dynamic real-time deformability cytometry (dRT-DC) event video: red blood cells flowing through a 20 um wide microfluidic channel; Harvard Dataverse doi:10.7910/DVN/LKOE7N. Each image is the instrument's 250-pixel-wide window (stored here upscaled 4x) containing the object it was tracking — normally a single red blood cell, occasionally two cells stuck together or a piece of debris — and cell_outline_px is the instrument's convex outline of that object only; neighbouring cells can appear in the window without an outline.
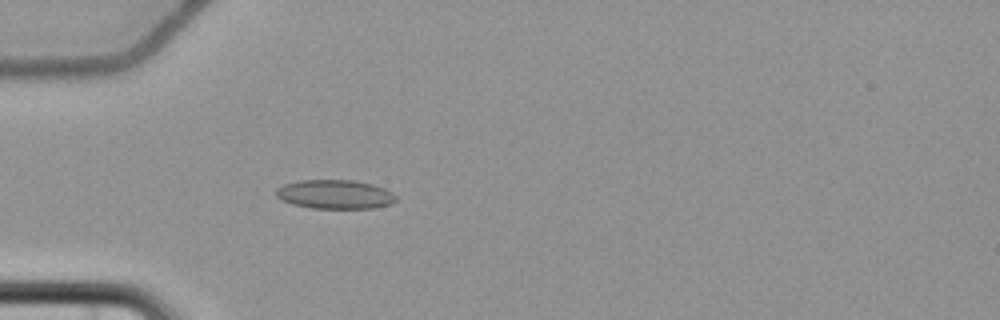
{"species": "common noctule bat (a hibernating species)", "species_latin": "Nyctalus noctula", "temperature_condition": "cold", "stored_images_in_passage": 6, "camera_frame_rate_fps": 3000, "um_per_image_px": 0.085, "animal": {"sex": "female", "body_mass_g": 22.7, "forearm_length_mm": 54.2}, "frame": {"image": 1, "passage_image": 6, "time_ms": 6.0, "image_size_px": [1000, 320], "cell_outline_px": [[396, 200], [392, 204], [372, 208], [312, 208], [292, 204], [280, 200], [276, 196], [276, 188], [284, 184], [300, 180], [352, 180], [372, 184], [384, 188], [392, 192], [396, 196]], "centroid_in_image_um": [28.46, 16.52], "position_along_channel_um": 56.5, "area_um2": 20.35}}